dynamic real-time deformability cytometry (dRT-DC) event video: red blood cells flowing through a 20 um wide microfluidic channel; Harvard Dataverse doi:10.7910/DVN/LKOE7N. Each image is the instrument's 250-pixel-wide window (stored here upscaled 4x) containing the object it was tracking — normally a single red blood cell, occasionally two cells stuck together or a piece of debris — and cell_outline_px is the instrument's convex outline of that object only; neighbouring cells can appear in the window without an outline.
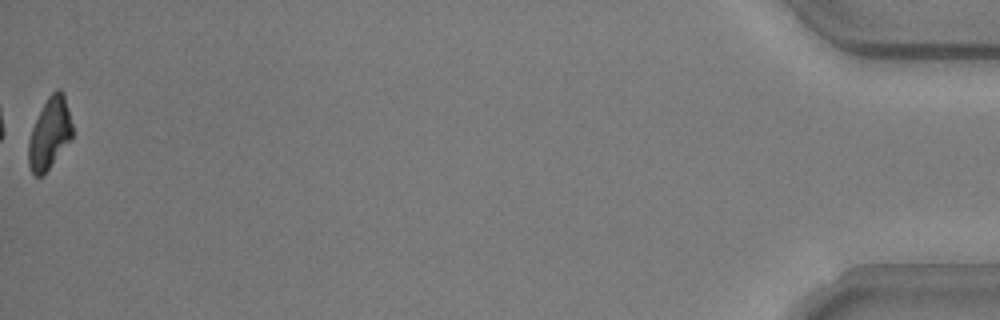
{"species": "common noctule bat (a hibernating species)", "species_latin": "Nyctalus noctula", "temperature_condition": "warm", "stored_images_in_passage": 54, "camera_frame_rate_fps": 3000, "um_per_image_px": 0.085, "animal": {"sex": "male", "body_mass_g": 20.5, "forearm_length_mm": 52.5}, "frame": {"image": 1, "passage_image": 54, "time_ms": 17.667, "image_size_px": [1000, 320], "cell_outline_px": [[72, 136], [48, 168], [40, 176], [36, 176], [32, 172], [28, 164], [28, 140], [32, 128], [48, 96], [56, 88], [60, 88], [64, 92], [72, 124]], "centroid_in_image_um": [4.2, 11.28], "position_along_channel_um": 431.0, "area_um2": 17.74}, "authors_computed_cell_mechanics": {"area_um2": 20.9525, "velocity_mm_per_s": 3.7342, "shape_relaxation_time_tau1_ms": 2.5574, "shape_relaxation_time_tau2_ms": null, "deformation_change_tau1": 0.1467, "deformation_change_tau2": null}}